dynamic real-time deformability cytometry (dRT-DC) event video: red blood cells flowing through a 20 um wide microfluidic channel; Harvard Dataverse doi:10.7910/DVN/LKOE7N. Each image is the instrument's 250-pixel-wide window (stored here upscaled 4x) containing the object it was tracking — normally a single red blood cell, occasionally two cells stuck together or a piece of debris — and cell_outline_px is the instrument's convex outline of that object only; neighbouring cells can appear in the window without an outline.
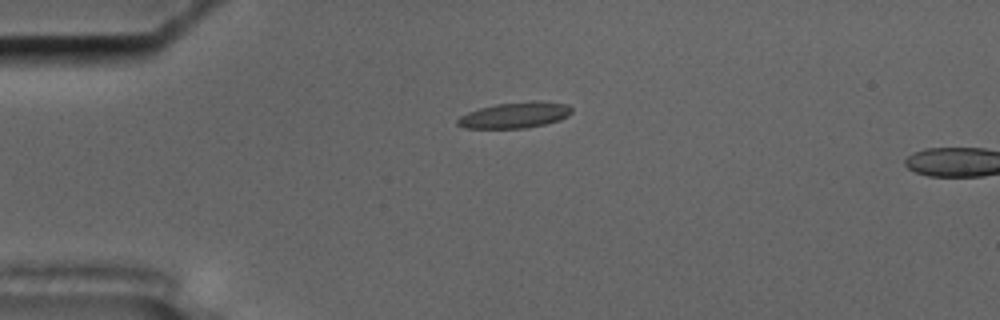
{"species": "common noctule bat (a hibernating species)", "species_latin": "Nyctalus noctula", "temperature_condition": "cold", "stored_images_in_passage": 13, "camera_frame_rate_fps": 3000, "um_per_image_px": 0.085, "animal": {"sex": "male", "body_mass_g": 17.5, "forearm_length_mm": 52.3}, "frame": {"image": 1, "passage_image": 11, "time_ms": 3.333, "image_size_px": [1000, 320], "cell_outline_px": [[572, 112], [568, 116], [560, 120], [528, 128], [464, 128], [456, 124], [456, 120], [460, 116], [468, 112], [480, 108], [496, 104], [540, 100], [568, 104], [572, 108]], "centroid_in_image_um": [43.79, 9.78], "position_along_channel_um": 41.2, "area_um2": 17.34}}